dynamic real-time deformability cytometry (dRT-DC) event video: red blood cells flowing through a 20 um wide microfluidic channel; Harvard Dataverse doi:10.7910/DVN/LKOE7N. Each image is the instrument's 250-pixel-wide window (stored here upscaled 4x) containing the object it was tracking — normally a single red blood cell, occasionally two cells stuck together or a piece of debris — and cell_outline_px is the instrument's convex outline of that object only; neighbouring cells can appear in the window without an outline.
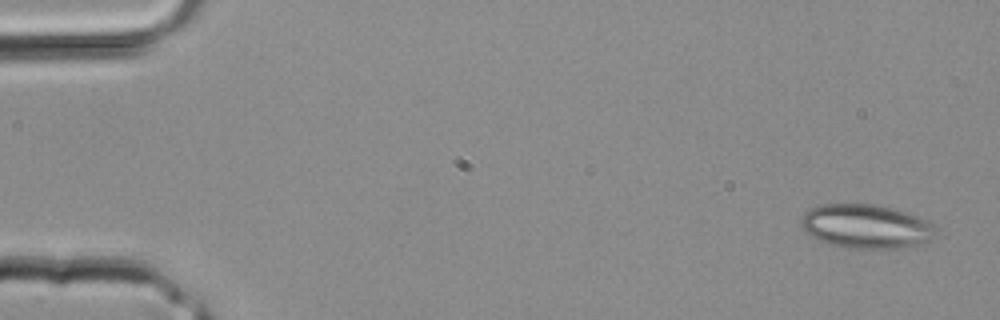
{"species": "common noctule bat (a hibernating species)", "species_latin": "Nyctalus noctula", "temperature_condition": "room temperature", "stored_images_in_passage": 3, "camera_frame_rate_fps": 3000, "um_per_image_px": 0.085, "animal": {"sex": "male", "body_mass_g": 20.4}, "frame": {"image": 1, "passage_image": 1, "time_ms": 0.0, "image_size_px": [1000, 320], "cell_outline_px": [[936, 236], [928, 240], [896, 248], [848, 248], [828, 244], [804, 232], [800, 224], [800, 220], [804, 212], [812, 208], [824, 204], [876, 204], [908, 212], [920, 216], [936, 224]], "centroid_in_image_um": [73.62, 19.22], "position_along_channel_um": 11.4, "area_um2": 34.62}}